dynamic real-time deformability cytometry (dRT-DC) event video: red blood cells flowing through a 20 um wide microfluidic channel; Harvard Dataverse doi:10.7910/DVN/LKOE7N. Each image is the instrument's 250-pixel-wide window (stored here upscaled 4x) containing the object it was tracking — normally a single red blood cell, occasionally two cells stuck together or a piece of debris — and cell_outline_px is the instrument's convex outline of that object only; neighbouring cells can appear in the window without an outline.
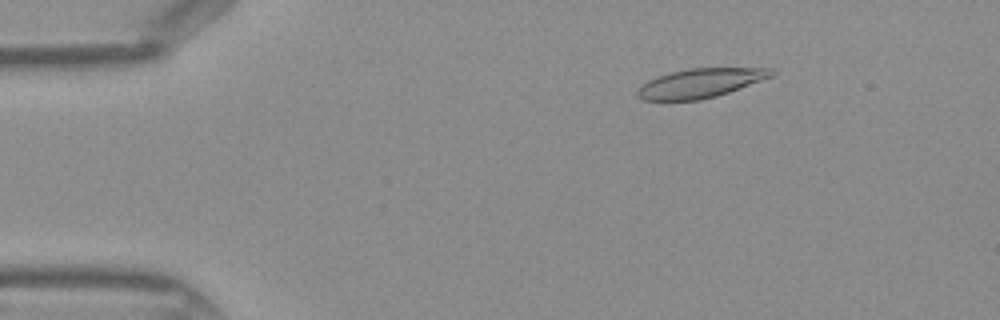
{"species": "Egyptian fruit bat (a non-hibernating species)", "species_latin": "Rousettus aegyptiacus", "temperature_condition": "warm", "stored_images_in_passage": 44, "camera_frame_rate_fps": 3000, "um_per_image_px": 0.085, "frame": {"image": 1, "passage_image": 7, "time_ms": 2.0, "image_size_px": [1000, 320], "cell_outline_px": [[776, 72], [772, 76], [740, 88], [716, 96], [700, 100], [644, 100], [636, 96], [636, 92], [648, 80], [672, 72], [688, 68], [772, 68]], "centroid_in_image_um": [59.54, 7.06], "position_along_channel_um": 25.5, "area_um2": 22.48}}
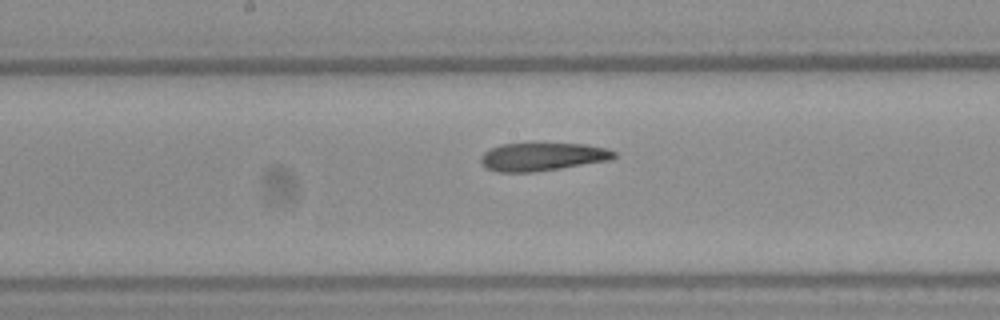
{"frame": {"image": 2, "passage_image": 23, "time_ms": 7.333, "image_size_px": [1000, 320], "cell_outline_px": [[616, 156], [612, 160], [560, 168], [532, 172], [496, 172], [484, 168], [480, 160], [480, 156], [484, 152], [500, 144], [584, 144], [608, 148], [616, 152]], "centroid_in_image_um": [46.1, 13.33], "position_along_channel_um": 202.1, "area_um2": 21.85}}
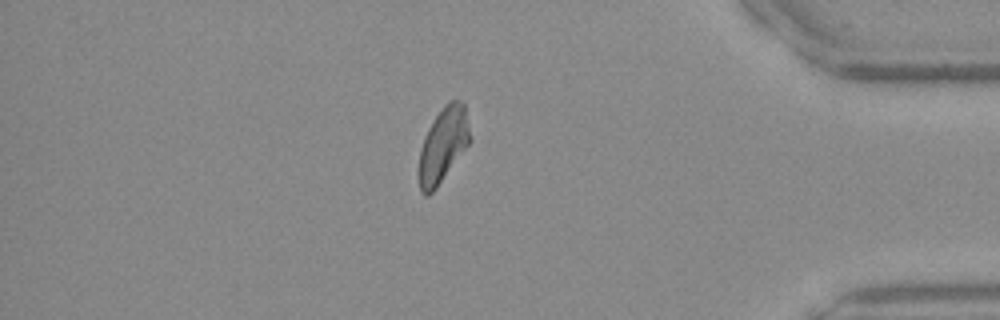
{"frame": {"image": 3, "passage_image": 38, "time_ms": 12.333, "image_size_px": [1000, 320], "cell_outline_px": [[472, 140], [436, 188], [428, 196], [424, 196], [420, 192], [420, 148], [424, 136], [428, 128], [444, 104], [448, 100], [460, 100], [464, 104]], "centroid_in_image_um": [37.68, 12.3], "position_along_channel_um": 397.5, "area_um2": 22.08}}